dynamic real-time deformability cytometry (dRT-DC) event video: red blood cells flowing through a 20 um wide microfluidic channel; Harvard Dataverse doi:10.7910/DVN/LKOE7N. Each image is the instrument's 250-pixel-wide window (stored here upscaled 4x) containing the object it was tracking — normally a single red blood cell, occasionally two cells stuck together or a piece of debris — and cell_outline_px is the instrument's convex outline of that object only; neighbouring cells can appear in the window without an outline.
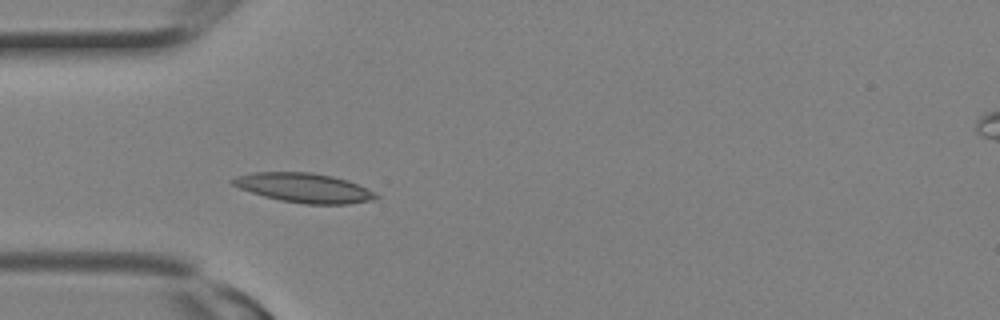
{"species": "Egyptian fruit bat (a non-hibernating species)", "species_latin": "Rousettus aegyptiacus", "temperature_condition": "room temperature", "stored_images_in_passage": 4, "camera_frame_rate_fps": 3000, "um_per_image_px": 0.085, "animal": {"sex": "female"}, "frame": {"image": 1, "passage_image": 3, "time_ms": 0.667, "image_size_px": [1000, 320], "cell_outline_px": [[380, 196], [376, 200], [348, 204], [304, 204], [280, 200], [264, 196], [240, 188], [232, 184], [228, 180], [236, 176], [256, 172], [312, 172], [332, 176], [348, 180], [376, 192]], "centroid_in_image_um": [25.89, 15.97], "position_along_channel_um": 59.1, "area_um2": 24.68}}